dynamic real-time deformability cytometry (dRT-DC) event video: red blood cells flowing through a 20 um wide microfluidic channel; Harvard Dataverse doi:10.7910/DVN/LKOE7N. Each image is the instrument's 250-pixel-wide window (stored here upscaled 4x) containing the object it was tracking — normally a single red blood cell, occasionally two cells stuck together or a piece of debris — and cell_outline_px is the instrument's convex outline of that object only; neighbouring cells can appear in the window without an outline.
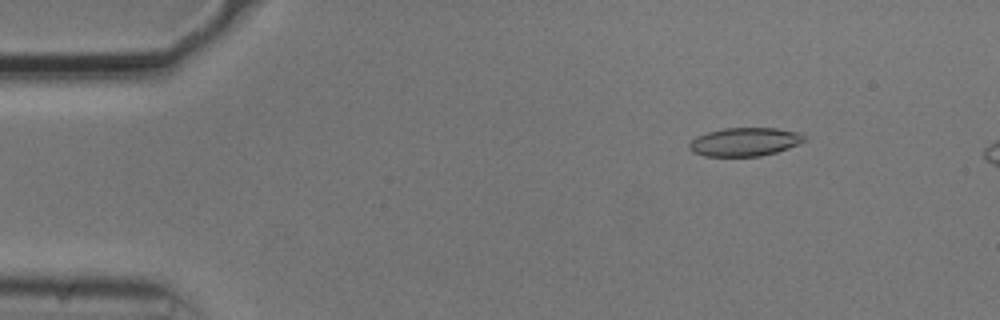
{"species": "common noctule bat (a hibernating species)", "species_latin": "Nyctalus noctula", "temperature_condition": "cold", "stored_images_in_passage": 13, "camera_frame_rate_fps": 3000, "um_per_image_px": 0.085, "animal": {"sex": "male", "body_mass_g": 20.5, "forearm_length_mm": 52.5}, "frame": {"image": 1, "passage_image": 7, "time_ms": 2.0, "image_size_px": [1000, 320], "cell_outline_px": [[808, 140], [788, 148], [776, 152], [760, 156], [704, 156], [692, 152], [688, 148], [688, 144], [696, 136], [708, 132], [724, 128], [776, 128], [800, 132], [808, 136]], "centroid_in_image_um": [63.33, 12.05], "position_along_channel_um": 21.7, "area_um2": 19.31}}